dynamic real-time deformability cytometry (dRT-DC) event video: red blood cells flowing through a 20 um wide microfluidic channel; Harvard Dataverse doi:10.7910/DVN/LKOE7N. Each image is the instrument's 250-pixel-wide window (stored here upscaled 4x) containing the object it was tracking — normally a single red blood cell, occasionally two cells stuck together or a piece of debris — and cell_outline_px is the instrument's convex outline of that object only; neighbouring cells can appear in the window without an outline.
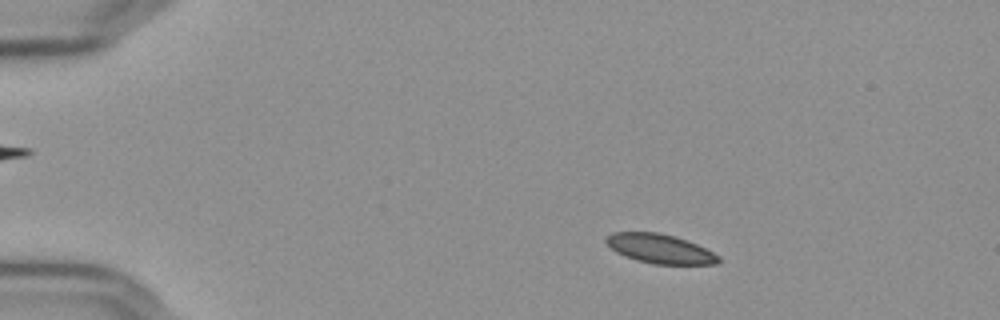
{"species": "Egyptian fruit bat (a non-hibernating species)", "species_latin": "Rousettus aegyptiacus", "temperature_condition": "cold", "stored_images_in_passage": 54, "camera_frame_rate_fps": 3000, "um_per_image_px": 0.085, "frame": {"image": 1, "passage_image": 7, "time_ms": 2.0, "image_size_px": [1000, 320], "cell_outline_px": [[720, 264], [652, 264], [636, 260], [624, 256], [616, 252], [604, 240], [612, 232], [656, 232], [676, 236], [696, 244], [720, 256]], "centroid_in_image_um": [56.1, 21.15], "position_along_channel_um": 28.9, "area_um2": 19.13}}
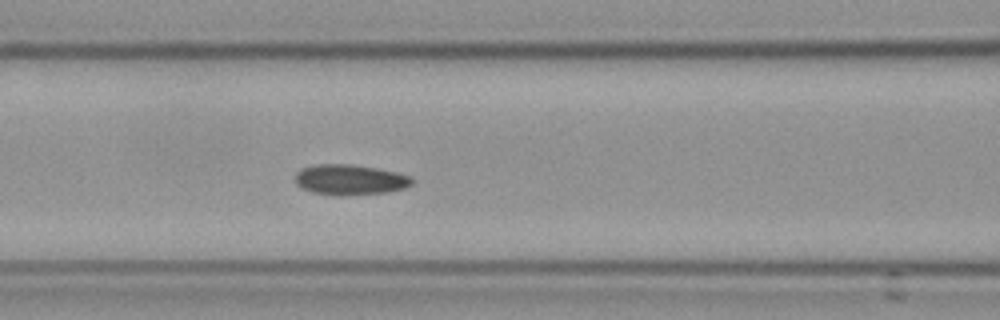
{"frame": {"image": 2, "passage_image": 22, "time_ms": 7.0, "image_size_px": [1000, 320], "cell_outline_px": [[412, 184], [404, 188], [388, 192], [340, 196], [312, 192], [296, 184], [296, 172], [300, 168], [316, 164], [348, 164], [376, 168], [396, 172], [412, 176]], "centroid_in_image_um": [29.74, 15.27], "position_along_channel_um": 136.9, "area_um2": 20.69}}
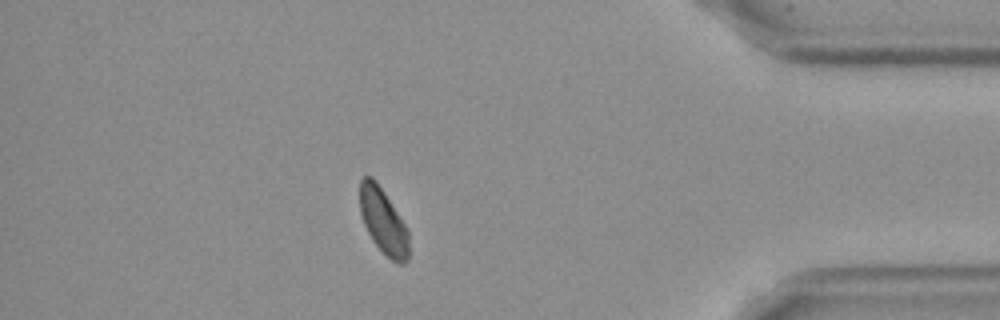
{"frame": {"image": 3, "passage_image": 47, "time_ms": 15.333, "image_size_px": [1000, 320], "cell_outline_px": [[408, 260], [404, 264], [400, 264], [392, 260], [372, 240], [364, 224], [360, 212], [360, 180], [364, 176], [372, 176], [376, 180], [384, 192], [404, 224], [408, 232]], "centroid_in_image_um": [32.56, 18.79], "position_along_channel_um": 402.6, "area_um2": 18.32}, "authors_computed_cell_mechanics": {"area_um2": 19.941, "velocity_mm_per_s": 3.6055, "shape_relaxation_time_tau1_ms": 3.2913, "shape_relaxation_time_tau2_ms": null, "deformation_change_tau1": 0.0686, "deformation_change_tau2": null}}